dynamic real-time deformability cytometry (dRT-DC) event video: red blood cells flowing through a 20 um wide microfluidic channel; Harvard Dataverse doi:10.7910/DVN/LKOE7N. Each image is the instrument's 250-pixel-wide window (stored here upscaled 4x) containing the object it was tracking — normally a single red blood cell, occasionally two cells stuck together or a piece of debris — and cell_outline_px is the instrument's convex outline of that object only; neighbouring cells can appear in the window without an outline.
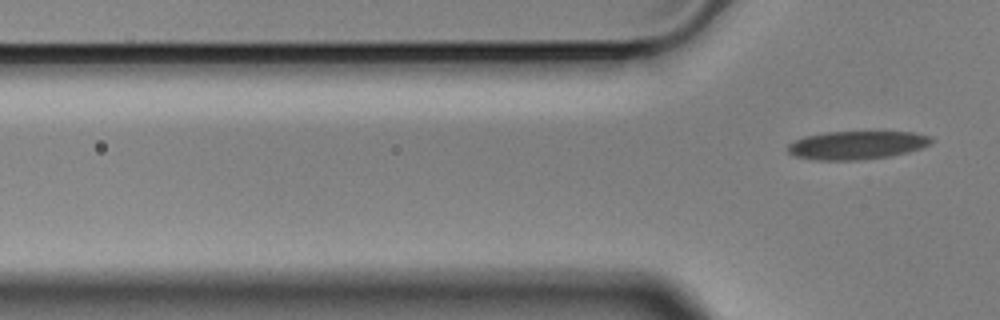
{"species": "Egyptian fruit bat (a non-hibernating species)", "species_latin": "Rousettus aegyptiacus", "temperature_condition": "cold", "stored_images_in_passage": 6, "camera_frame_rate_fps": 3000, "um_per_image_px": 0.085, "animal": {"sex": "male"}, "frame": {"image": 1, "passage_image": 6, "time_ms": 1.667, "image_size_px": [1000, 320], "cell_outline_px": [[936, 140], [932, 144], [908, 152], [888, 156], [856, 160], [816, 160], [796, 156], [788, 152], [788, 144], [804, 136], [824, 132], [912, 132], [928, 136]], "centroid_in_image_um": [72.84, 12.33], "position_along_channel_um": 53.0, "area_um2": 23.58}}